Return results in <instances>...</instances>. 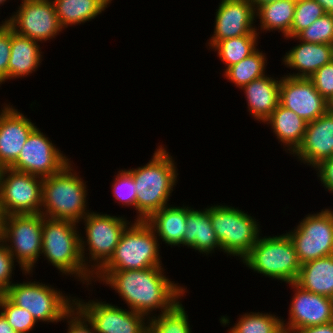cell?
Listing matches in <instances>:
<instances>
[{
	"label": "cell",
	"instance_id": "cell-1",
	"mask_svg": "<svg viewBox=\"0 0 333 333\" xmlns=\"http://www.w3.org/2000/svg\"><path fill=\"white\" fill-rule=\"evenodd\" d=\"M162 267L122 271H98L93 278L111 286L132 311L150 318L157 308L160 314L171 310L187 292L173 283Z\"/></svg>",
	"mask_w": 333,
	"mask_h": 333
},
{
	"label": "cell",
	"instance_id": "cell-2",
	"mask_svg": "<svg viewBox=\"0 0 333 333\" xmlns=\"http://www.w3.org/2000/svg\"><path fill=\"white\" fill-rule=\"evenodd\" d=\"M153 157L143 167L127 170L133 177L136 190L135 221H146L155 212L169 204V197L176 186L177 167L172 156L166 149L159 146Z\"/></svg>",
	"mask_w": 333,
	"mask_h": 333
},
{
	"label": "cell",
	"instance_id": "cell-3",
	"mask_svg": "<svg viewBox=\"0 0 333 333\" xmlns=\"http://www.w3.org/2000/svg\"><path fill=\"white\" fill-rule=\"evenodd\" d=\"M71 165L69 162L58 173L43 178L41 214L77 224L90 212L86 210V182L73 171Z\"/></svg>",
	"mask_w": 333,
	"mask_h": 333
},
{
	"label": "cell",
	"instance_id": "cell-4",
	"mask_svg": "<svg viewBox=\"0 0 333 333\" xmlns=\"http://www.w3.org/2000/svg\"><path fill=\"white\" fill-rule=\"evenodd\" d=\"M76 223L51 219L43 216L42 252L62 274H73L78 280L92 283L93 274L89 271L81 256L80 235ZM91 279V280H90Z\"/></svg>",
	"mask_w": 333,
	"mask_h": 333
},
{
	"label": "cell",
	"instance_id": "cell-5",
	"mask_svg": "<svg viewBox=\"0 0 333 333\" xmlns=\"http://www.w3.org/2000/svg\"><path fill=\"white\" fill-rule=\"evenodd\" d=\"M260 236L242 262L263 276L288 284L296 282L301 263L288 234Z\"/></svg>",
	"mask_w": 333,
	"mask_h": 333
},
{
	"label": "cell",
	"instance_id": "cell-6",
	"mask_svg": "<svg viewBox=\"0 0 333 333\" xmlns=\"http://www.w3.org/2000/svg\"><path fill=\"white\" fill-rule=\"evenodd\" d=\"M158 240L146 221H134L123 232L113 256L99 271L162 267Z\"/></svg>",
	"mask_w": 333,
	"mask_h": 333
},
{
	"label": "cell",
	"instance_id": "cell-7",
	"mask_svg": "<svg viewBox=\"0 0 333 333\" xmlns=\"http://www.w3.org/2000/svg\"><path fill=\"white\" fill-rule=\"evenodd\" d=\"M43 215L14 214L1 219L0 238L24 274H31L42 252ZM10 242V243H7Z\"/></svg>",
	"mask_w": 333,
	"mask_h": 333
},
{
	"label": "cell",
	"instance_id": "cell-8",
	"mask_svg": "<svg viewBox=\"0 0 333 333\" xmlns=\"http://www.w3.org/2000/svg\"><path fill=\"white\" fill-rule=\"evenodd\" d=\"M227 205L210 207V220L221 251L241 260L251 251L260 234V224L252 216Z\"/></svg>",
	"mask_w": 333,
	"mask_h": 333
},
{
	"label": "cell",
	"instance_id": "cell-9",
	"mask_svg": "<svg viewBox=\"0 0 333 333\" xmlns=\"http://www.w3.org/2000/svg\"><path fill=\"white\" fill-rule=\"evenodd\" d=\"M83 220L86 240L80 236L81 256L85 267L95 275L113 256L116 246L130 222L123 217L91 211ZM86 246H88L87 250H89V263L91 264L93 261L95 263H92L91 267L86 262L88 257H85L84 254Z\"/></svg>",
	"mask_w": 333,
	"mask_h": 333
},
{
	"label": "cell",
	"instance_id": "cell-10",
	"mask_svg": "<svg viewBox=\"0 0 333 333\" xmlns=\"http://www.w3.org/2000/svg\"><path fill=\"white\" fill-rule=\"evenodd\" d=\"M3 294L16 306L28 310L37 322L62 321L74 306L71 296L36 281L13 283Z\"/></svg>",
	"mask_w": 333,
	"mask_h": 333
},
{
	"label": "cell",
	"instance_id": "cell-11",
	"mask_svg": "<svg viewBox=\"0 0 333 333\" xmlns=\"http://www.w3.org/2000/svg\"><path fill=\"white\" fill-rule=\"evenodd\" d=\"M43 178L14 170L0 171V214H39L42 205Z\"/></svg>",
	"mask_w": 333,
	"mask_h": 333
},
{
	"label": "cell",
	"instance_id": "cell-12",
	"mask_svg": "<svg viewBox=\"0 0 333 333\" xmlns=\"http://www.w3.org/2000/svg\"><path fill=\"white\" fill-rule=\"evenodd\" d=\"M287 234L295 245L301 264L333 255L332 209L306 215L299 225Z\"/></svg>",
	"mask_w": 333,
	"mask_h": 333
},
{
	"label": "cell",
	"instance_id": "cell-13",
	"mask_svg": "<svg viewBox=\"0 0 333 333\" xmlns=\"http://www.w3.org/2000/svg\"><path fill=\"white\" fill-rule=\"evenodd\" d=\"M18 7L8 19V25L17 34L43 42L62 32L52 0H22Z\"/></svg>",
	"mask_w": 333,
	"mask_h": 333
},
{
	"label": "cell",
	"instance_id": "cell-14",
	"mask_svg": "<svg viewBox=\"0 0 333 333\" xmlns=\"http://www.w3.org/2000/svg\"><path fill=\"white\" fill-rule=\"evenodd\" d=\"M69 162L67 156L36 126L28 136L17 160L10 168L41 178L58 173Z\"/></svg>",
	"mask_w": 333,
	"mask_h": 333
},
{
	"label": "cell",
	"instance_id": "cell-15",
	"mask_svg": "<svg viewBox=\"0 0 333 333\" xmlns=\"http://www.w3.org/2000/svg\"><path fill=\"white\" fill-rule=\"evenodd\" d=\"M77 299L74 297V305L92 323L96 333H147L146 315L107 302Z\"/></svg>",
	"mask_w": 333,
	"mask_h": 333
},
{
	"label": "cell",
	"instance_id": "cell-16",
	"mask_svg": "<svg viewBox=\"0 0 333 333\" xmlns=\"http://www.w3.org/2000/svg\"><path fill=\"white\" fill-rule=\"evenodd\" d=\"M279 104L299 115L307 123L329 109L328 102L316 90L309 78L281 77Z\"/></svg>",
	"mask_w": 333,
	"mask_h": 333
},
{
	"label": "cell",
	"instance_id": "cell-17",
	"mask_svg": "<svg viewBox=\"0 0 333 333\" xmlns=\"http://www.w3.org/2000/svg\"><path fill=\"white\" fill-rule=\"evenodd\" d=\"M289 286L295 293L290 303L289 321L284 323L283 320L285 333L333 321V298L311 293L295 282Z\"/></svg>",
	"mask_w": 333,
	"mask_h": 333
},
{
	"label": "cell",
	"instance_id": "cell-18",
	"mask_svg": "<svg viewBox=\"0 0 333 333\" xmlns=\"http://www.w3.org/2000/svg\"><path fill=\"white\" fill-rule=\"evenodd\" d=\"M255 19V9L249 0H221L215 15L214 34L207 43L209 49L228 38L259 35L253 26Z\"/></svg>",
	"mask_w": 333,
	"mask_h": 333
},
{
	"label": "cell",
	"instance_id": "cell-19",
	"mask_svg": "<svg viewBox=\"0 0 333 333\" xmlns=\"http://www.w3.org/2000/svg\"><path fill=\"white\" fill-rule=\"evenodd\" d=\"M36 126L13 106L5 105L0 112V167H10Z\"/></svg>",
	"mask_w": 333,
	"mask_h": 333
},
{
	"label": "cell",
	"instance_id": "cell-20",
	"mask_svg": "<svg viewBox=\"0 0 333 333\" xmlns=\"http://www.w3.org/2000/svg\"><path fill=\"white\" fill-rule=\"evenodd\" d=\"M293 154L314 168L333 157V109L307 123L303 141Z\"/></svg>",
	"mask_w": 333,
	"mask_h": 333
},
{
	"label": "cell",
	"instance_id": "cell-21",
	"mask_svg": "<svg viewBox=\"0 0 333 333\" xmlns=\"http://www.w3.org/2000/svg\"><path fill=\"white\" fill-rule=\"evenodd\" d=\"M333 60V45L315 44L300 41L298 45L286 52L283 57V64L290 69L298 70L295 74L289 73L294 78H309L320 67Z\"/></svg>",
	"mask_w": 333,
	"mask_h": 333
},
{
	"label": "cell",
	"instance_id": "cell-22",
	"mask_svg": "<svg viewBox=\"0 0 333 333\" xmlns=\"http://www.w3.org/2000/svg\"><path fill=\"white\" fill-rule=\"evenodd\" d=\"M280 84L281 78L276 80L273 77L264 75L241 88L246 95L248 110L254 119L264 123L277 108Z\"/></svg>",
	"mask_w": 333,
	"mask_h": 333
},
{
	"label": "cell",
	"instance_id": "cell-23",
	"mask_svg": "<svg viewBox=\"0 0 333 333\" xmlns=\"http://www.w3.org/2000/svg\"><path fill=\"white\" fill-rule=\"evenodd\" d=\"M184 245L206 255L213 253L215 248L221 250V243L210 220V207L201 211L192 208L188 212Z\"/></svg>",
	"mask_w": 333,
	"mask_h": 333
},
{
	"label": "cell",
	"instance_id": "cell-24",
	"mask_svg": "<svg viewBox=\"0 0 333 333\" xmlns=\"http://www.w3.org/2000/svg\"><path fill=\"white\" fill-rule=\"evenodd\" d=\"M192 208L165 206L155 212L146 222L154 229L158 239L172 246H183L187 214ZM159 236V237H158Z\"/></svg>",
	"mask_w": 333,
	"mask_h": 333
},
{
	"label": "cell",
	"instance_id": "cell-25",
	"mask_svg": "<svg viewBox=\"0 0 333 333\" xmlns=\"http://www.w3.org/2000/svg\"><path fill=\"white\" fill-rule=\"evenodd\" d=\"M38 41L17 34L11 28V51L8 62V80L26 77L35 72L42 62Z\"/></svg>",
	"mask_w": 333,
	"mask_h": 333
},
{
	"label": "cell",
	"instance_id": "cell-26",
	"mask_svg": "<svg viewBox=\"0 0 333 333\" xmlns=\"http://www.w3.org/2000/svg\"><path fill=\"white\" fill-rule=\"evenodd\" d=\"M295 283L311 293L333 298V255L301 264Z\"/></svg>",
	"mask_w": 333,
	"mask_h": 333
},
{
	"label": "cell",
	"instance_id": "cell-27",
	"mask_svg": "<svg viewBox=\"0 0 333 333\" xmlns=\"http://www.w3.org/2000/svg\"><path fill=\"white\" fill-rule=\"evenodd\" d=\"M265 122L271 125L276 138L283 143L284 148L287 147L291 154L301 145L307 122L292 110L278 104Z\"/></svg>",
	"mask_w": 333,
	"mask_h": 333
},
{
	"label": "cell",
	"instance_id": "cell-28",
	"mask_svg": "<svg viewBox=\"0 0 333 333\" xmlns=\"http://www.w3.org/2000/svg\"><path fill=\"white\" fill-rule=\"evenodd\" d=\"M62 28L89 22L100 15L112 0H52Z\"/></svg>",
	"mask_w": 333,
	"mask_h": 333
},
{
	"label": "cell",
	"instance_id": "cell-29",
	"mask_svg": "<svg viewBox=\"0 0 333 333\" xmlns=\"http://www.w3.org/2000/svg\"><path fill=\"white\" fill-rule=\"evenodd\" d=\"M296 2L292 0H278L267 3L255 11L260 19V29L266 31L279 30L288 39L295 13Z\"/></svg>",
	"mask_w": 333,
	"mask_h": 333
},
{
	"label": "cell",
	"instance_id": "cell-30",
	"mask_svg": "<svg viewBox=\"0 0 333 333\" xmlns=\"http://www.w3.org/2000/svg\"><path fill=\"white\" fill-rule=\"evenodd\" d=\"M266 63L265 53L257 49L248 57L225 69L224 75L237 87L242 88L254 79L265 75Z\"/></svg>",
	"mask_w": 333,
	"mask_h": 333
},
{
	"label": "cell",
	"instance_id": "cell-31",
	"mask_svg": "<svg viewBox=\"0 0 333 333\" xmlns=\"http://www.w3.org/2000/svg\"><path fill=\"white\" fill-rule=\"evenodd\" d=\"M259 35H243L219 41L213 48L226 69L257 50Z\"/></svg>",
	"mask_w": 333,
	"mask_h": 333
},
{
	"label": "cell",
	"instance_id": "cell-32",
	"mask_svg": "<svg viewBox=\"0 0 333 333\" xmlns=\"http://www.w3.org/2000/svg\"><path fill=\"white\" fill-rule=\"evenodd\" d=\"M228 333H285L283 319L268 313H245L241 315Z\"/></svg>",
	"mask_w": 333,
	"mask_h": 333
},
{
	"label": "cell",
	"instance_id": "cell-33",
	"mask_svg": "<svg viewBox=\"0 0 333 333\" xmlns=\"http://www.w3.org/2000/svg\"><path fill=\"white\" fill-rule=\"evenodd\" d=\"M185 308L179 301L171 310L148 319L147 333H191Z\"/></svg>",
	"mask_w": 333,
	"mask_h": 333
},
{
	"label": "cell",
	"instance_id": "cell-34",
	"mask_svg": "<svg viewBox=\"0 0 333 333\" xmlns=\"http://www.w3.org/2000/svg\"><path fill=\"white\" fill-rule=\"evenodd\" d=\"M323 7L315 0L296 2L295 13L288 38L295 37L300 31L309 27L314 21L323 16Z\"/></svg>",
	"mask_w": 333,
	"mask_h": 333
},
{
	"label": "cell",
	"instance_id": "cell-35",
	"mask_svg": "<svg viewBox=\"0 0 333 333\" xmlns=\"http://www.w3.org/2000/svg\"><path fill=\"white\" fill-rule=\"evenodd\" d=\"M292 38L315 44L333 45V14L325 13Z\"/></svg>",
	"mask_w": 333,
	"mask_h": 333
},
{
	"label": "cell",
	"instance_id": "cell-36",
	"mask_svg": "<svg viewBox=\"0 0 333 333\" xmlns=\"http://www.w3.org/2000/svg\"><path fill=\"white\" fill-rule=\"evenodd\" d=\"M0 309L8 323L18 333H29L37 324L28 310L16 306L4 294H0Z\"/></svg>",
	"mask_w": 333,
	"mask_h": 333
},
{
	"label": "cell",
	"instance_id": "cell-37",
	"mask_svg": "<svg viewBox=\"0 0 333 333\" xmlns=\"http://www.w3.org/2000/svg\"><path fill=\"white\" fill-rule=\"evenodd\" d=\"M115 200L123 206H133L136 210L137 190L132 175L125 169L120 170L112 183Z\"/></svg>",
	"mask_w": 333,
	"mask_h": 333
},
{
	"label": "cell",
	"instance_id": "cell-38",
	"mask_svg": "<svg viewBox=\"0 0 333 333\" xmlns=\"http://www.w3.org/2000/svg\"><path fill=\"white\" fill-rule=\"evenodd\" d=\"M309 79L327 102L333 98V60L320 67Z\"/></svg>",
	"mask_w": 333,
	"mask_h": 333
},
{
	"label": "cell",
	"instance_id": "cell-39",
	"mask_svg": "<svg viewBox=\"0 0 333 333\" xmlns=\"http://www.w3.org/2000/svg\"><path fill=\"white\" fill-rule=\"evenodd\" d=\"M12 254L7 249L5 242L0 238V294H3L13 283L12 271L14 266Z\"/></svg>",
	"mask_w": 333,
	"mask_h": 333
},
{
	"label": "cell",
	"instance_id": "cell-40",
	"mask_svg": "<svg viewBox=\"0 0 333 333\" xmlns=\"http://www.w3.org/2000/svg\"><path fill=\"white\" fill-rule=\"evenodd\" d=\"M65 319L69 325L67 333H96L92 323L75 305L64 315Z\"/></svg>",
	"mask_w": 333,
	"mask_h": 333
},
{
	"label": "cell",
	"instance_id": "cell-41",
	"mask_svg": "<svg viewBox=\"0 0 333 333\" xmlns=\"http://www.w3.org/2000/svg\"><path fill=\"white\" fill-rule=\"evenodd\" d=\"M11 51V27L7 24L0 30V84L8 79V62Z\"/></svg>",
	"mask_w": 333,
	"mask_h": 333
},
{
	"label": "cell",
	"instance_id": "cell-42",
	"mask_svg": "<svg viewBox=\"0 0 333 333\" xmlns=\"http://www.w3.org/2000/svg\"><path fill=\"white\" fill-rule=\"evenodd\" d=\"M315 169L323 186L333 193V157L323 160Z\"/></svg>",
	"mask_w": 333,
	"mask_h": 333
},
{
	"label": "cell",
	"instance_id": "cell-43",
	"mask_svg": "<svg viewBox=\"0 0 333 333\" xmlns=\"http://www.w3.org/2000/svg\"><path fill=\"white\" fill-rule=\"evenodd\" d=\"M292 333H333V321L326 324L297 329Z\"/></svg>",
	"mask_w": 333,
	"mask_h": 333
},
{
	"label": "cell",
	"instance_id": "cell-44",
	"mask_svg": "<svg viewBox=\"0 0 333 333\" xmlns=\"http://www.w3.org/2000/svg\"><path fill=\"white\" fill-rule=\"evenodd\" d=\"M0 333H18L12 326L8 323L5 316L0 312Z\"/></svg>",
	"mask_w": 333,
	"mask_h": 333
},
{
	"label": "cell",
	"instance_id": "cell-45",
	"mask_svg": "<svg viewBox=\"0 0 333 333\" xmlns=\"http://www.w3.org/2000/svg\"><path fill=\"white\" fill-rule=\"evenodd\" d=\"M317 1L322 7L325 13L333 14V0H315Z\"/></svg>",
	"mask_w": 333,
	"mask_h": 333
},
{
	"label": "cell",
	"instance_id": "cell-46",
	"mask_svg": "<svg viewBox=\"0 0 333 333\" xmlns=\"http://www.w3.org/2000/svg\"><path fill=\"white\" fill-rule=\"evenodd\" d=\"M276 1H278V0H249V2L253 5V8L255 9V11L259 7H261L267 3L276 2Z\"/></svg>",
	"mask_w": 333,
	"mask_h": 333
},
{
	"label": "cell",
	"instance_id": "cell-47",
	"mask_svg": "<svg viewBox=\"0 0 333 333\" xmlns=\"http://www.w3.org/2000/svg\"><path fill=\"white\" fill-rule=\"evenodd\" d=\"M7 24H8V18L5 21H2V24H0V30H2Z\"/></svg>",
	"mask_w": 333,
	"mask_h": 333
},
{
	"label": "cell",
	"instance_id": "cell-48",
	"mask_svg": "<svg viewBox=\"0 0 333 333\" xmlns=\"http://www.w3.org/2000/svg\"><path fill=\"white\" fill-rule=\"evenodd\" d=\"M330 109H333V98L328 102Z\"/></svg>",
	"mask_w": 333,
	"mask_h": 333
},
{
	"label": "cell",
	"instance_id": "cell-49",
	"mask_svg": "<svg viewBox=\"0 0 333 333\" xmlns=\"http://www.w3.org/2000/svg\"><path fill=\"white\" fill-rule=\"evenodd\" d=\"M7 0H0V5H3Z\"/></svg>",
	"mask_w": 333,
	"mask_h": 333
},
{
	"label": "cell",
	"instance_id": "cell-50",
	"mask_svg": "<svg viewBox=\"0 0 333 333\" xmlns=\"http://www.w3.org/2000/svg\"><path fill=\"white\" fill-rule=\"evenodd\" d=\"M1 219H2V216L0 214V233H1Z\"/></svg>",
	"mask_w": 333,
	"mask_h": 333
}]
</instances>
